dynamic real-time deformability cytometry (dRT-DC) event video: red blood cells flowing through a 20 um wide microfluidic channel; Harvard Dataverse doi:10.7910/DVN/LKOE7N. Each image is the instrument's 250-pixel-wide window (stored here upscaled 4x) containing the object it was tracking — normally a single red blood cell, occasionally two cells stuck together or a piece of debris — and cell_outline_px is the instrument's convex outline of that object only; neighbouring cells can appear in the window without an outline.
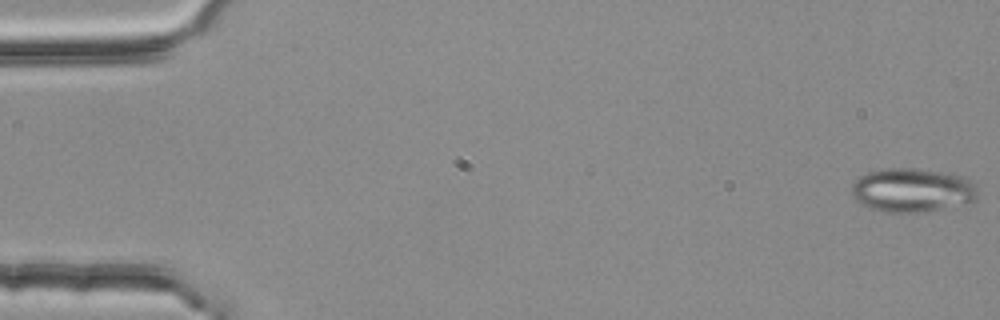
{"species": "common noctule bat (a hibernating species)", "species_latin": "Nyctalus noctula", "temperature_condition": "room temperature", "stored_images_in_passage": 5, "camera_frame_rate_fps": 3000, "um_per_image_px": 0.085, "animal": {"sex": "female", "body_mass_g": 25.1}, "frame": {"image": 1, "passage_image": 1, "time_ms": 0.0, "image_size_px": [1000, 320], "cell_outline_px": [[980, 196], [976, 200], [964, 204], [944, 208], [920, 212], [884, 212], [872, 208], [856, 200], [852, 196], [852, 184], [860, 176], [868, 172], [884, 168], [916, 168], [952, 172], [964, 176], [976, 184]], "centroid_in_image_um": [77.62, 16.14], "position_along_channel_um": 7.4, "area_um2": 32.71}}